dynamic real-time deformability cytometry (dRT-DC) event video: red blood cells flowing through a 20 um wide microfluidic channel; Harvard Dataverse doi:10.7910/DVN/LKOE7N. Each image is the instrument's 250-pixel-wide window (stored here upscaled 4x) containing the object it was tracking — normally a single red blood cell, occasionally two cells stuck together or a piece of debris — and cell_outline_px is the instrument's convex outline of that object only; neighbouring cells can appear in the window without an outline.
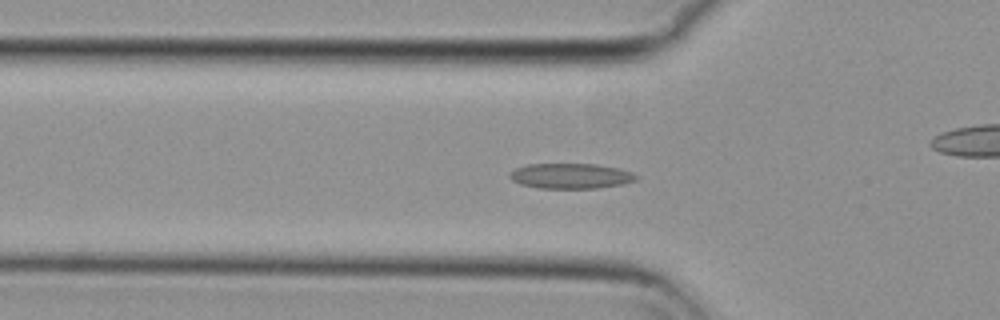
{"species": "common noctule bat (a hibernating species)", "species_latin": "Nyctalus noctula", "temperature_condition": "cold", "stored_images_in_passage": 56, "camera_frame_rate_fps": 3000, "um_per_image_px": 0.085, "animal": {"sex": "female", "body_mass_g": 29.2, "forearm_length_mm": 56.3}, "frame": {"image": 1, "passage_image": 18, "time_ms": 5.667, "image_size_px": [1000, 320], "cell_outline_px": [[640, 176], [636, 180], [620, 184], [600, 188], [536, 188], [520, 184], [512, 180], [508, 176], [508, 172], [516, 168], [528, 164], [596, 164], [620, 168], [632, 172]], "centroid_in_image_um": [48.5, 14.95], "position_along_channel_um": 77.3, "area_um2": 18.79}}
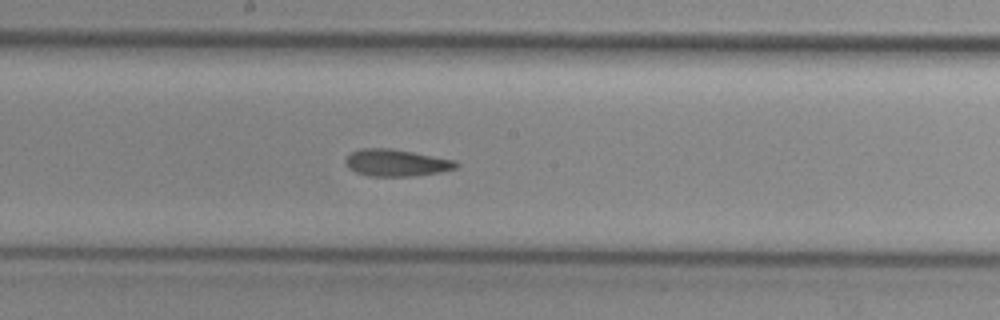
{"frame": {"image": 2, "passage_image": 29, "time_ms": 9.333, "image_size_px": [1000, 320], "cell_outline_px": [[460, 164], [456, 168], [440, 172], [412, 176], [368, 176], [356, 172], [348, 168], [344, 160], [352, 152], [360, 148], [388, 148], [412, 152], [456, 160]], "centroid_in_image_um": [33.68, 13.84], "position_along_channel_um": 214.5, "area_um2": 17.34}}
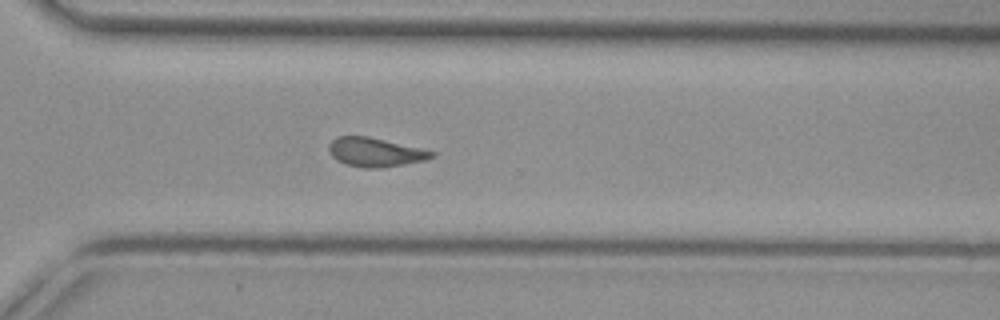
{"frame": {"image": 3, "passage_image": 39, "time_ms": 12.667, "image_size_px": [1000, 320], "cell_outline_px": [[436, 156], [424, 160], [384, 168], [364, 168], [344, 164], [336, 160], [328, 152], [328, 144], [336, 136], [368, 136], [420, 148], [436, 152]], "centroid_in_image_um": [31.86, 12.94], "position_along_channel_um": 338.7, "area_um2": 17.51}, "authors_computed_cell_mechanics": {"area_um2": 17.8024, "velocity_mm_per_s": 3.7349, "shape_relaxation_time_tau1_ms": null, "shape_relaxation_time_tau2_ms": 4.965, "deformation_change_tau1": null, "deformation_change_tau2": 0.1323}}